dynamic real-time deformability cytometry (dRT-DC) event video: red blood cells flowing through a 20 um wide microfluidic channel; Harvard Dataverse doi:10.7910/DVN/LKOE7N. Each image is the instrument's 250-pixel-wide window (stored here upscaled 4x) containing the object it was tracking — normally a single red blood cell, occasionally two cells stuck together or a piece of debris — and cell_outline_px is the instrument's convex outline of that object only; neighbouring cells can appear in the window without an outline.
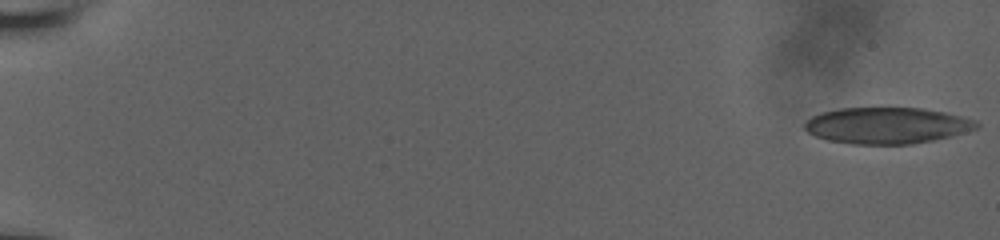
{"species": "human", "species_latin": "Homo sapiens", "temperature_condition": "room temperature", "stored_images_in_passage": 57, "camera_frame_rate_fps": 3000, "um_per_image_px": 0.085, "donor": {"sex": "male"}, "frame": {"image": 1, "passage_image": 1, "time_ms": 0.0, "image_size_px": [1000, 240], "cell_outline_px": [[980, 124], [976, 128], [964, 132], [932, 140], [912, 144], [852, 144], [828, 140], [816, 136], [808, 132], [804, 128], [804, 124], [812, 116], [820, 112], [840, 108], [920, 108], [944, 112], [976, 120]], "centroid_in_image_um": [75.36, 10.66], "position_along_channel_um": 9.6, "area_um2": 36.13}}
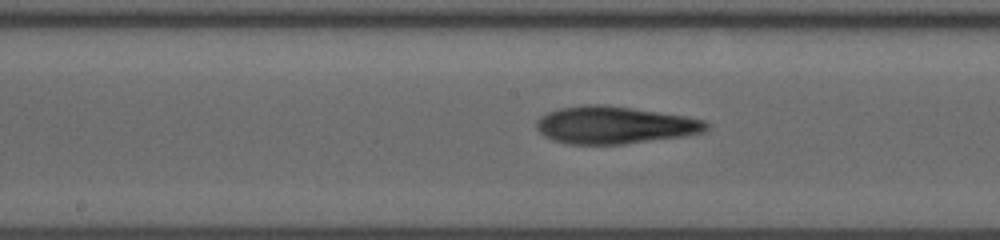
{"frame": {"image": 2, "passage_image": 32, "time_ms": 10.333, "image_size_px": [1000, 240], "cell_outline_px": [[708, 128], [704, 132], [684, 136], [624, 144], [568, 144], [552, 140], [544, 136], [536, 128], [536, 120], [540, 116], [548, 112], [560, 108], [584, 104], [604, 104], [632, 108], [684, 116], [704, 120], [708, 124]], "centroid_in_image_um": [52.2, 10.63], "position_along_channel_um": 196.0, "area_um2": 37.05}}
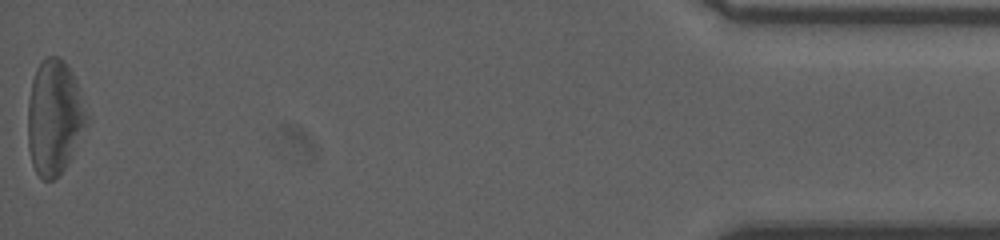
{"frame": {"image": 3, "passage_image": 57, "time_ms": 18.667, "image_size_px": [1000, 240], "cell_outline_px": [[88, 124], [68, 164], [52, 180], [44, 180], [36, 172], [32, 164], [28, 148], [28, 100], [32, 80], [36, 68], [40, 60], [48, 56], [60, 56], [68, 64], [76, 80], [88, 116]], "centroid_in_image_um": [4.62, 9.94], "position_along_channel_um": 430.6, "area_um2": 39.71}, "authors_computed_cell_mechanics": {"area_um2": 36.5874, "velocity_mm_per_s": 3.8254, "shape_relaxation_time_tau1_ms": null, "shape_relaxation_time_tau2_ms": 3.7892, "deformation_change_tau1": null, "deformation_change_tau2": 0.1525}}